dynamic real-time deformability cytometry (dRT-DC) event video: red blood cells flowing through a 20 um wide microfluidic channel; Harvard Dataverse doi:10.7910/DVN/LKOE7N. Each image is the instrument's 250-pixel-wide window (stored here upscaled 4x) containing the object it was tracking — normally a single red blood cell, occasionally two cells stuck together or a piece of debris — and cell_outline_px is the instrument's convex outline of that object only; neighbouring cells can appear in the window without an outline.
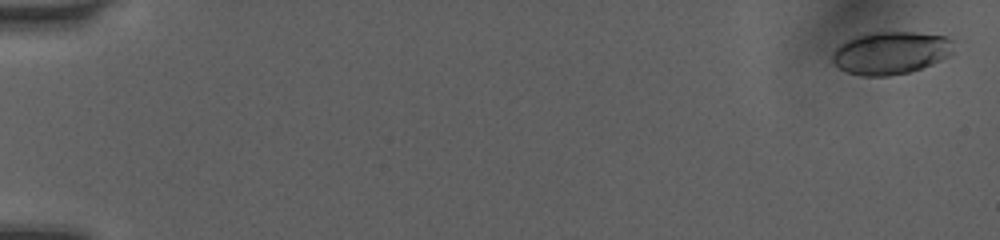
{"species": "human", "species_latin": "Homo sapiens", "temperature_condition": "room temperature", "stored_images_in_passage": 16, "camera_frame_rate_fps": 3000, "um_per_image_px": 0.085, "donor": {"sex": "female"}, "frame": {"image": 1, "passage_image": 1, "time_ms": 0.0, "image_size_px": [1000, 240], "cell_outline_px": [[952, 52], [940, 60], [932, 64], [908, 72], [888, 76], [860, 76], [848, 72], [840, 68], [832, 60], [832, 52], [840, 44], [852, 36], [864, 32], [916, 32], [944, 36], [952, 40]], "centroid_in_image_um": [75.66, 4.48], "position_along_channel_um": 9.3, "area_um2": 30.17}}
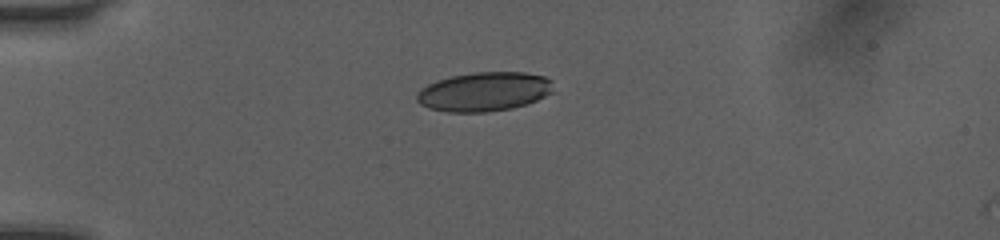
{"frame": {"image": 2, "passage_image": 14, "time_ms": 4.333, "image_size_px": [1000, 240], "cell_outline_px": [[552, 92], [528, 104], [512, 108], [488, 112], [448, 112], [428, 108], [420, 104], [416, 100], [416, 96], [420, 88], [436, 80], [452, 76], [472, 72], [524, 72], [544, 76], [552, 80]], "centroid_in_image_um": [41.13, 7.79], "position_along_channel_um": 43.9, "area_um2": 31.33}}